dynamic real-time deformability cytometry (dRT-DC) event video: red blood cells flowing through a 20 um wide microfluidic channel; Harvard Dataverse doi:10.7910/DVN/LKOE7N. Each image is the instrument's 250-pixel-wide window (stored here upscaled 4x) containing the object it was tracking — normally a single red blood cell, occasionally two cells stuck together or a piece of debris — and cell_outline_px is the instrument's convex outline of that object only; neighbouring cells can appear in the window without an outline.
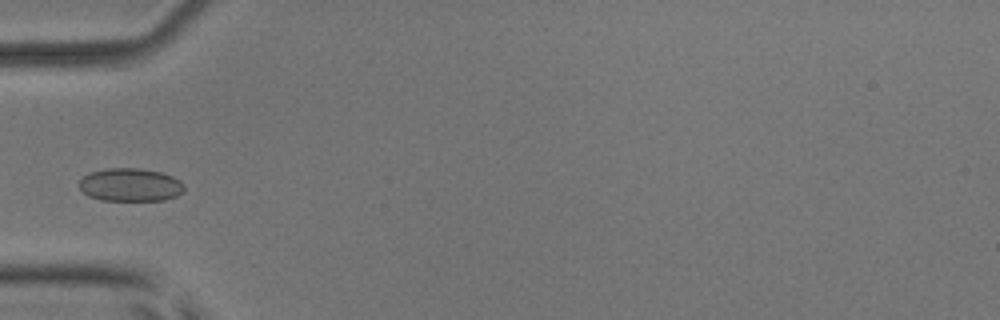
{"species": "common noctule bat (a hibernating species)", "species_latin": "Nyctalus noctula", "temperature_condition": "room temperature", "stored_images_in_passage": 4, "camera_frame_rate_fps": 3000, "um_per_image_px": 0.085, "animal": {"sex": "male", "body_mass_g": 17.9, "forearm_length_mm": 54.2}, "frame": {"image": 1, "passage_image": 4, "time_ms": 3.333, "image_size_px": [1000, 320], "cell_outline_px": [[184, 192], [176, 196], [164, 200], [100, 200], [88, 196], [76, 184], [88, 172], [108, 168], [140, 168], [160, 172], [172, 176], [180, 180], [184, 184]], "centroid_in_image_um": [11.07, 15.7], "position_along_channel_um": 73.9, "area_um2": 20.46}}